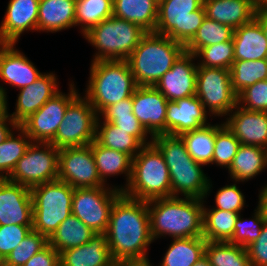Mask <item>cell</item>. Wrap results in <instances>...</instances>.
<instances>
[{
	"instance_id": "6da1fadb",
	"label": "cell",
	"mask_w": 267,
	"mask_h": 266,
	"mask_svg": "<svg viewBox=\"0 0 267 266\" xmlns=\"http://www.w3.org/2000/svg\"><path fill=\"white\" fill-rule=\"evenodd\" d=\"M113 261L148 260V246L153 241L147 201L121 195L113 204L105 232Z\"/></svg>"
},
{
	"instance_id": "7a4b0ae2",
	"label": "cell",
	"mask_w": 267,
	"mask_h": 266,
	"mask_svg": "<svg viewBox=\"0 0 267 266\" xmlns=\"http://www.w3.org/2000/svg\"><path fill=\"white\" fill-rule=\"evenodd\" d=\"M204 202L179 196L147 201L153 241L167 235L172 239L203 237Z\"/></svg>"
},
{
	"instance_id": "3957f363",
	"label": "cell",
	"mask_w": 267,
	"mask_h": 266,
	"mask_svg": "<svg viewBox=\"0 0 267 266\" xmlns=\"http://www.w3.org/2000/svg\"><path fill=\"white\" fill-rule=\"evenodd\" d=\"M152 143L160 150L169 169L172 197L181 193L184 197L204 200L212 184L197 163L187 152L180 135L159 134L152 137Z\"/></svg>"
},
{
	"instance_id": "277c9868",
	"label": "cell",
	"mask_w": 267,
	"mask_h": 266,
	"mask_svg": "<svg viewBox=\"0 0 267 266\" xmlns=\"http://www.w3.org/2000/svg\"><path fill=\"white\" fill-rule=\"evenodd\" d=\"M184 51L170 37L147 32L127 59L137 86H155Z\"/></svg>"
},
{
	"instance_id": "5b68a950",
	"label": "cell",
	"mask_w": 267,
	"mask_h": 266,
	"mask_svg": "<svg viewBox=\"0 0 267 266\" xmlns=\"http://www.w3.org/2000/svg\"><path fill=\"white\" fill-rule=\"evenodd\" d=\"M85 97L99 115L106 107L133 95L137 84L127 60L92 61Z\"/></svg>"
},
{
	"instance_id": "8992f818",
	"label": "cell",
	"mask_w": 267,
	"mask_h": 266,
	"mask_svg": "<svg viewBox=\"0 0 267 266\" xmlns=\"http://www.w3.org/2000/svg\"><path fill=\"white\" fill-rule=\"evenodd\" d=\"M122 194L141 201L172 197L169 169L153 143L144 145L132 159L130 181Z\"/></svg>"
},
{
	"instance_id": "52a82bcc",
	"label": "cell",
	"mask_w": 267,
	"mask_h": 266,
	"mask_svg": "<svg viewBox=\"0 0 267 266\" xmlns=\"http://www.w3.org/2000/svg\"><path fill=\"white\" fill-rule=\"evenodd\" d=\"M146 33L139 25L112 15L83 35L98 50L92 61H101L127 60Z\"/></svg>"
},
{
	"instance_id": "ba28073f",
	"label": "cell",
	"mask_w": 267,
	"mask_h": 266,
	"mask_svg": "<svg viewBox=\"0 0 267 266\" xmlns=\"http://www.w3.org/2000/svg\"><path fill=\"white\" fill-rule=\"evenodd\" d=\"M30 190L33 202L32 230L49 239L58 226L72 215L74 188L66 182L55 180Z\"/></svg>"
},
{
	"instance_id": "9c48e42d",
	"label": "cell",
	"mask_w": 267,
	"mask_h": 266,
	"mask_svg": "<svg viewBox=\"0 0 267 266\" xmlns=\"http://www.w3.org/2000/svg\"><path fill=\"white\" fill-rule=\"evenodd\" d=\"M205 17L203 0H158L154 33L166 35L185 46Z\"/></svg>"
},
{
	"instance_id": "30bf717a",
	"label": "cell",
	"mask_w": 267,
	"mask_h": 266,
	"mask_svg": "<svg viewBox=\"0 0 267 266\" xmlns=\"http://www.w3.org/2000/svg\"><path fill=\"white\" fill-rule=\"evenodd\" d=\"M98 114L86 97L80 94L68 105L54 139L55 148L90 145L96 139Z\"/></svg>"
},
{
	"instance_id": "8fae6325",
	"label": "cell",
	"mask_w": 267,
	"mask_h": 266,
	"mask_svg": "<svg viewBox=\"0 0 267 266\" xmlns=\"http://www.w3.org/2000/svg\"><path fill=\"white\" fill-rule=\"evenodd\" d=\"M58 154L51 143L32 142L7 179L30 189L58 180Z\"/></svg>"
},
{
	"instance_id": "7c38bea8",
	"label": "cell",
	"mask_w": 267,
	"mask_h": 266,
	"mask_svg": "<svg viewBox=\"0 0 267 266\" xmlns=\"http://www.w3.org/2000/svg\"><path fill=\"white\" fill-rule=\"evenodd\" d=\"M122 195L120 186L76 188L72 198V215L95 233H105L114 202Z\"/></svg>"
},
{
	"instance_id": "4fadbf2b",
	"label": "cell",
	"mask_w": 267,
	"mask_h": 266,
	"mask_svg": "<svg viewBox=\"0 0 267 266\" xmlns=\"http://www.w3.org/2000/svg\"><path fill=\"white\" fill-rule=\"evenodd\" d=\"M195 95L210 116L228 115L237 106L228 69L198 67Z\"/></svg>"
},
{
	"instance_id": "5bb4252c",
	"label": "cell",
	"mask_w": 267,
	"mask_h": 266,
	"mask_svg": "<svg viewBox=\"0 0 267 266\" xmlns=\"http://www.w3.org/2000/svg\"><path fill=\"white\" fill-rule=\"evenodd\" d=\"M69 87L68 94L59 91L19 125L32 142L50 143L54 139L68 105L79 95L74 84Z\"/></svg>"
},
{
	"instance_id": "9a60e30c",
	"label": "cell",
	"mask_w": 267,
	"mask_h": 266,
	"mask_svg": "<svg viewBox=\"0 0 267 266\" xmlns=\"http://www.w3.org/2000/svg\"><path fill=\"white\" fill-rule=\"evenodd\" d=\"M58 180L74 189L107 187L99 177L91 144L59 150Z\"/></svg>"
},
{
	"instance_id": "2e32d148",
	"label": "cell",
	"mask_w": 267,
	"mask_h": 266,
	"mask_svg": "<svg viewBox=\"0 0 267 266\" xmlns=\"http://www.w3.org/2000/svg\"><path fill=\"white\" fill-rule=\"evenodd\" d=\"M167 103L154 86H137L132 95L133 114L151 138L166 134Z\"/></svg>"
},
{
	"instance_id": "e0dca14e",
	"label": "cell",
	"mask_w": 267,
	"mask_h": 266,
	"mask_svg": "<svg viewBox=\"0 0 267 266\" xmlns=\"http://www.w3.org/2000/svg\"><path fill=\"white\" fill-rule=\"evenodd\" d=\"M195 58L193 53L184 51L154 86L168 101L196 94L198 65L193 62Z\"/></svg>"
},
{
	"instance_id": "ac0fdd59",
	"label": "cell",
	"mask_w": 267,
	"mask_h": 266,
	"mask_svg": "<svg viewBox=\"0 0 267 266\" xmlns=\"http://www.w3.org/2000/svg\"><path fill=\"white\" fill-rule=\"evenodd\" d=\"M33 202L30 188L0 179V226H32Z\"/></svg>"
},
{
	"instance_id": "d6986e66",
	"label": "cell",
	"mask_w": 267,
	"mask_h": 266,
	"mask_svg": "<svg viewBox=\"0 0 267 266\" xmlns=\"http://www.w3.org/2000/svg\"><path fill=\"white\" fill-rule=\"evenodd\" d=\"M205 107L196 95L168 101L166 113V134L181 135L182 133L207 126Z\"/></svg>"
},
{
	"instance_id": "ffe728a7",
	"label": "cell",
	"mask_w": 267,
	"mask_h": 266,
	"mask_svg": "<svg viewBox=\"0 0 267 266\" xmlns=\"http://www.w3.org/2000/svg\"><path fill=\"white\" fill-rule=\"evenodd\" d=\"M39 0H10L0 25V44H15L24 31H37Z\"/></svg>"
},
{
	"instance_id": "44dd1931",
	"label": "cell",
	"mask_w": 267,
	"mask_h": 266,
	"mask_svg": "<svg viewBox=\"0 0 267 266\" xmlns=\"http://www.w3.org/2000/svg\"><path fill=\"white\" fill-rule=\"evenodd\" d=\"M224 124L241 144L267 149V112L251 111L236 106Z\"/></svg>"
},
{
	"instance_id": "7402d4cb",
	"label": "cell",
	"mask_w": 267,
	"mask_h": 266,
	"mask_svg": "<svg viewBox=\"0 0 267 266\" xmlns=\"http://www.w3.org/2000/svg\"><path fill=\"white\" fill-rule=\"evenodd\" d=\"M57 79L53 72L44 73L34 83L20 89L15 112L12 114L8 113V116L20 125L60 91Z\"/></svg>"
},
{
	"instance_id": "603a6c76",
	"label": "cell",
	"mask_w": 267,
	"mask_h": 266,
	"mask_svg": "<svg viewBox=\"0 0 267 266\" xmlns=\"http://www.w3.org/2000/svg\"><path fill=\"white\" fill-rule=\"evenodd\" d=\"M14 46L0 44V79L22 89L34 83L43 73Z\"/></svg>"
},
{
	"instance_id": "cb8c5ba5",
	"label": "cell",
	"mask_w": 267,
	"mask_h": 266,
	"mask_svg": "<svg viewBox=\"0 0 267 266\" xmlns=\"http://www.w3.org/2000/svg\"><path fill=\"white\" fill-rule=\"evenodd\" d=\"M209 19L230 26L234 30L255 18L256 0H203Z\"/></svg>"
},
{
	"instance_id": "d4e9b609",
	"label": "cell",
	"mask_w": 267,
	"mask_h": 266,
	"mask_svg": "<svg viewBox=\"0 0 267 266\" xmlns=\"http://www.w3.org/2000/svg\"><path fill=\"white\" fill-rule=\"evenodd\" d=\"M105 233H96L88 243L60 253V266H115Z\"/></svg>"
},
{
	"instance_id": "484cf974",
	"label": "cell",
	"mask_w": 267,
	"mask_h": 266,
	"mask_svg": "<svg viewBox=\"0 0 267 266\" xmlns=\"http://www.w3.org/2000/svg\"><path fill=\"white\" fill-rule=\"evenodd\" d=\"M232 40L234 61L267 59V38L256 18L236 28Z\"/></svg>"
},
{
	"instance_id": "4316f807",
	"label": "cell",
	"mask_w": 267,
	"mask_h": 266,
	"mask_svg": "<svg viewBox=\"0 0 267 266\" xmlns=\"http://www.w3.org/2000/svg\"><path fill=\"white\" fill-rule=\"evenodd\" d=\"M76 0H39L37 31L59 32L75 26Z\"/></svg>"
},
{
	"instance_id": "83f0119b",
	"label": "cell",
	"mask_w": 267,
	"mask_h": 266,
	"mask_svg": "<svg viewBox=\"0 0 267 266\" xmlns=\"http://www.w3.org/2000/svg\"><path fill=\"white\" fill-rule=\"evenodd\" d=\"M113 16L137 24L146 32H155L158 0H113Z\"/></svg>"
},
{
	"instance_id": "f1b7e54d",
	"label": "cell",
	"mask_w": 267,
	"mask_h": 266,
	"mask_svg": "<svg viewBox=\"0 0 267 266\" xmlns=\"http://www.w3.org/2000/svg\"><path fill=\"white\" fill-rule=\"evenodd\" d=\"M267 167V149L240 144L237 154L228 168L230 178L236 182L253 179Z\"/></svg>"
},
{
	"instance_id": "f546056e",
	"label": "cell",
	"mask_w": 267,
	"mask_h": 266,
	"mask_svg": "<svg viewBox=\"0 0 267 266\" xmlns=\"http://www.w3.org/2000/svg\"><path fill=\"white\" fill-rule=\"evenodd\" d=\"M95 164L101 181L105 184L107 177L125 174L126 185L120 188L122 192L128 185L131 177L132 158L120 151L100 145L96 140L91 143Z\"/></svg>"
},
{
	"instance_id": "4dcf8cb0",
	"label": "cell",
	"mask_w": 267,
	"mask_h": 266,
	"mask_svg": "<svg viewBox=\"0 0 267 266\" xmlns=\"http://www.w3.org/2000/svg\"><path fill=\"white\" fill-rule=\"evenodd\" d=\"M204 237L173 239L159 266H193L205 255Z\"/></svg>"
},
{
	"instance_id": "1f68e13d",
	"label": "cell",
	"mask_w": 267,
	"mask_h": 266,
	"mask_svg": "<svg viewBox=\"0 0 267 266\" xmlns=\"http://www.w3.org/2000/svg\"><path fill=\"white\" fill-rule=\"evenodd\" d=\"M98 116L96 124V141L103 147L128 154L132 159L144 146L130 131H124Z\"/></svg>"
},
{
	"instance_id": "d6a6232c",
	"label": "cell",
	"mask_w": 267,
	"mask_h": 266,
	"mask_svg": "<svg viewBox=\"0 0 267 266\" xmlns=\"http://www.w3.org/2000/svg\"><path fill=\"white\" fill-rule=\"evenodd\" d=\"M95 234L90 227L76 216L70 215L58 226L48 241L53 248L61 253L69 248L88 243Z\"/></svg>"
},
{
	"instance_id": "836d02e7",
	"label": "cell",
	"mask_w": 267,
	"mask_h": 266,
	"mask_svg": "<svg viewBox=\"0 0 267 266\" xmlns=\"http://www.w3.org/2000/svg\"><path fill=\"white\" fill-rule=\"evenodd\" d=\"M187 152L202 165L212 164V156L215 147L216 125L211 123L199 129L182 133Z\"/></svg>"
},
{
	"instance_id": "e575fe53",
	"label": "cell",
	"mask_w": 267,
	"mask_h": 266,
	"mask_svg": "<svg viewBox=\"0 0 267 266\" xmlns=\"http://www.w3.org/2000/svg\"><path fill=\"white\" fill-rule=\"evenodd\" d=\"M240 213L203 208V237L207 241H229Z\"/></svg>"
},
{
	"instance_id": "d590c367",
	"label": "cell",
	"mask_w": 267,
	"mask_h": 266,
	"mask_svg": "<svg viewBox=\"0 0 267 266\" xmlns=\"http://www.w3.org/2000/svg\"><path fill=\"white\" fill-rule=\"evenodd\" d=\"M205 255L212 266H251L247 249L229 241H207Z\"/></svg>"
},
{
	"instance_id": "8d00e7d4",
	"label": "cell",
	"mask_w": 267,
	"mask_h": 266,
	"mask_svg": "<svg viewBox=\"0 0 267 266\" xmlns=\"http://www.w3.org/2000/svg\"><path fill=\"white\" fill-rule=\"evenodd\" d=\"M234 29L205 17L194 37L185 45V51L194 55L206 46L229 41Z\"/></svg>"
},
{
	"instance_id": "74e56055",
	"label": "cell",
	"mask_w": 267,
	"mask_h": 266,
	"mask_svg": "<svg viewBox=\"0 0 267 266\" xmlns=\"http://www.w3.org/2000/svg\"><path fill=\"white\" fill-rule=\"evenodd\" d=\"M230 77L232 88L238 95L246 87L267 80V59L234 61L230 68Z\"/></svg>"
},
{
	"instance_id": "f35d334b",
	"label": "cell",
	"mask_w": 267,
	"mask_h": 266,
	"mask_svg": "<svg viewBox=\"0 0 267 266\" xmlns=\"http://www.w3.org/2000/svg\"><path fill=\"white\" fill-rule=\"evenodd\" d=\"M113 15V0H76L75 26L82 34Z\"/></svg>"
},
{
	"instance_id": "ab89813d",
	"label": "cell",
	"mask_w": 267,
	"mask_h": 266,
	"mask_svg": "<svg viewBox=\"0 0 267 266\" xmlns=\"http://www.w3.org/2000/svg\"><path fill=\"white\" fill-rule=\"evenodd\" d=\"M17 130L20 133L17 137L12 132L5 141L0 143V179L10 176L18 160L32 143L30 137L20 126Z\"/></svg>"
},
{
	"instance_id": "60d3db41",
	"label": "cell",
	"mask_w": 267,
	"mask_h": 266,
	"mask_svg": "<svg viewBox=\"0 0 267 266\" xmlns=\"http://www.w3.org/2000/svg\"><path fill=\"white\" fill-rule=\"evenodd\" d=\"M199 60L198 67L223 68L230 70L234 62V43L233 40L206 46L201 48L196 54Z\"/></svg>"
},
{
	"instance_id": "b9f144b4",
	"label": "cell",
	"mask_w": 267,
	"mask_h": 266,
	"mask_svg": "<svg viewBox=\"0 0 267 266\" xmlns=\"http://www.w3.org/2000/svg\"><path fill=\"white\" fill-rule=\"evenodd\" d=\"M240 141L223 124H216L215 147L212 156V164L220 167L229 168L233 158L237 154Z\"/></svg>"
},
{
	"instance_id": "7bdbcfd3",
	"label": "cell",
	"mask_w": 267,
	"mask_h": 266,
	"mask_svg": "<svg viewBox=\"0 0 267 266\" xmlns=\"http://www.w3.org/2000/svg\"><path fill=\"white\" fill-rule=\"evenodd\" d=\"M49 244L48 238L31 230L28 235L5 258V266H23L33 255Z\"/></svg>"
},
{
	"instance_id": "ee69618b",
	"label": "cell",
	"mask_w": 267,
	"mask_h": 266,
	"mask_svg": "<svg viewBox=\"0 0 267 266\" xmlns=\"http://www.w3.org/2000/svg\"><path fill=\"white\" fill-rule=\"evenodd\" d=\"M252 219H241L239 214L235 222L234 234L229 240L232 244L247 247L260 236L263 225L266 222L262 209L257 206Z\"/></svg>"
},
{
	"instance_id": "f6af8a7d",
	"label": "cell",
	"mask_w": 267,
	"mask_h": 266,
	"mask_svg": "<svg viewBox=\"0 0 267 266\" xmlns=\"http://www.w3.org/2000/svg\"><path fill=\"white\" fill-rule=\"evenodd\" d=\"M237 105L251 111L267 112V80L258 81L241 91Z\"/></svg>"
},
{
	"instance_id": "bcb514c9",
	"label": "cell",
	"mask_w": 267,
	"mask_h": 266,
	"mask_svg": "<svg viewBox=\"0 0 267 266\" xmlns=\"http://www.w3.org/2000/svg\"><path fill=\"white\" fill-rule=\"evenodd\" d=\"M31 230L32 226L18 224L0 226V259L4 261Z\"/></svg>"
},
{
	"instance_id": "7dc6e473",
	"label": "cell",
	"mask_w": 267,
	"mask_h": 266,
	"mask_svg": "<svg viewBox=\"0 0 267 266\" xmlns=\"http://www.w3.org/2000/svg\"><path fill=\"white\" fill-rule=\"evenodd\" d=\"M215 203L216 207L212 209L240 213L245 205V196L236 184L225 185L218 189L215 195Z\"/></svg>"
},
{
	"instance_id": "c3c4849f",
	"label": "cell",
	"mask_w": 267,
	"mask_h": 266,
	"mask_svg": "<svg viewBox=\"0 0 267 266\" xmlns=\"http://www.w3.org/2000/svg\"><path fill=\"white\" fill-rule=\"evenodd\" d=\"M251 266H267V220L257 240L246 247Z\"/></svg>"
},
{
	"instance_id": "681fc988",
	"label": "cell",
	"mask_w": 267,
	"mask_h": 266,
	"mask_svg": "<svg viewBox=\"0 0 267 266\" xmlns=\"http://www.w3.org/2000/svg\"><path fill=\"white\" fill-rule=\"evenodd\" d=\"M110 123L124 131H130V135L135 136L143 145L152 143V138L147 140L149 133L134 115L118 116Z\"/></svg>"
},
{
	"instance_id": "f907efd6",
	"label": "cell",
	"mask_w": 267,
	"mask_h": 266,
	"mask_svg": "<svg viewBox=\"0 0 267 266\" xmlns=\"http://www.w3.org/2000/svg\"><path fill=\"white\" fill-rule=\"evenodd\" d=\"M23 266H60V253L48 244L33 255Z\"/></svg>"
},
{
	"instance_id": "816d5d0a",
	"label": "cell",
	"mask_w": 267,
	"mask_h": 266,
	"mask_svg": "<svg viewBox=\"0 0 267 266\" xmlns=\"http://www.w3.org/2000/svg\"><path fill=\"white\" fill-rule=\"evenodd\" d=\"M124 115H134L132 96L106 107L98 116H102L105 122H111L116 117Z\"/></svg>"
},
{
	"instance_id": "f5cc1de1",
	"label": "cell",
	"mask_w": 267,
	"mask_h": 266,
	"mask_svg": "<svg viewBox=\"0 0 267 266\" xmlns=\"http://www.w3.org/2000/svg\"><path fill=\"white\" fill-rule=\"evenodd\" d=\"M9 123V124H8ZM10 125V128H9ZM15 129L17 130V128L19 127V125L14 122L9 116L4 115L0 118V143H2L3 141H5V139L10 136V134L13 132V130L11 129Z\"/></svg>"
},
{
	"instance_id": "db71d44e",
	"label": "cell",
	"mask_w": 267,
	"mask_h": 266,
	"mask_svg": "<svg viewBox=\"0 0 267 266\" xmlns=\"http://www.w3.org/2000/svg\"><path fill=\"white\" fill-rule=\"evenodd\" d=\"M7 93L6 89L0 86V115H7L8 112V104H7Z\"/></svg>"
},
{
	"instance_id": "11a10c76",
	"label": "cell",
	"mask_w": 267,
	"mask_h": 266,
	"mask_svg": "<svg viewBox=\"0 0 267 266\" xmlns=\"http://www.w3.org/2000/svg\"><path fill=\"white\" fill-rule=\"evenodd\" d=\"M258 206L262 209L264 217L267 219V185L259 193Z\"/></svg>"
},
{
	"instance_id": "9f6ffc18",
	"label": "cell",
	"mask_w": 267,
	"mask_h": 266,
	"mask_svg": "<svg viewBox=\"0 0 267 266\" xmlns=\"http://www.w3.org/2000/svg\"><path fill=\"white\" fill-rule=\"evenodd\" d=\"M255 18L260 22L264 34L267 38V10L257 9Z\"/></svg>"
},
{
	"instance_id": "6f0895ef",
	"label": "cell",
	"mask_w": 267,
	"mask_h": 266,
	"mask_svg": "<svg viewBox=\"0 0 267 266\" xmlns=\"http://www.w3.org/2000/svg\"><path fill=\"white\" fill-rule=\"evenodd\" d=\"M119 266H152L150 264V260H143V261H125L119 263Z\"/></svg>"
},
{
	"instance_id": "680465c9",
	"label": "cell",
	"mask_w": 267,
	"mask_h": 266,
	"mask_svg": "<svg viewBox=\"0 0 267 266\" xmlns=\"http://www.w3.org/2000/svg\"><path fill=\"white\" fill-rule=\"evenodd\" d=\"M193 266H212L206 257V255L202 256Z\"/></svg>"
},
{
	"instance_id": "91938a15",
	"label": "cell",
	"mask_w": 267,
	"mask_h": 266,
	"mask_svg": "<svg viewBox=\"0 0 267 266\" xmlns=\"http://www.w3.org/2000/svg\"><path fill=\"white\" fill-rule=\"evenodd\" d=\"M257 9L267 10V0H256Z\"/></svg>"
}]
</instances>
